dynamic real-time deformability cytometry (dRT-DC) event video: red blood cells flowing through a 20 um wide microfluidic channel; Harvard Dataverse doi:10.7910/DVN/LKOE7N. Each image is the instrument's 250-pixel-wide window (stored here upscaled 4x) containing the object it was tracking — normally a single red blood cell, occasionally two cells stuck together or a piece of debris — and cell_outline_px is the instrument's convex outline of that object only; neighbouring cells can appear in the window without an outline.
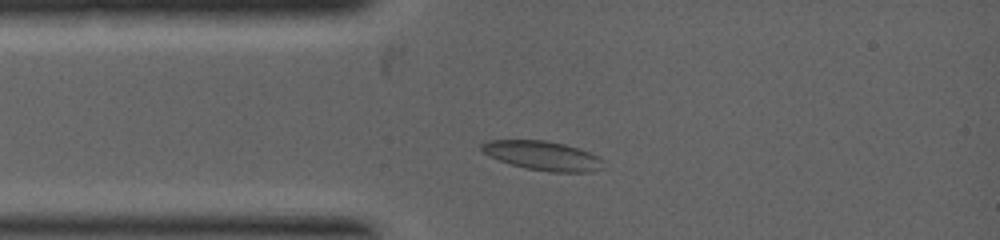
{"species": "common noctule bat (a hibernating species)", "species_latin": "Nyctalus noctula", "temperature_condition": "warm", "stored_images_in_passage": 1, "camera_frame_rate_fps": 5000, "um_per_image_px": 0.085, "animal": {"sex": "female", "body_mass_g": 19.0, "forearm_length_mm": 53.3}, "frame": {"image": 1, "passage_image": 1, "time_ms": 0.0, "image_size_px": [1000, 240], "cell_outline_px": [[604, 168], [592, 172], [552, 172], [528, 168], [512, 164], [488, 156], [480, 148], [480, 144], [488, 140], [544, 140], [564, 144], [588, 152], [604, 160]], "centroid_in_image_um": [46.14, 13.23], "position_along_channel_um": 38.9, "area_um2": 20.58}}